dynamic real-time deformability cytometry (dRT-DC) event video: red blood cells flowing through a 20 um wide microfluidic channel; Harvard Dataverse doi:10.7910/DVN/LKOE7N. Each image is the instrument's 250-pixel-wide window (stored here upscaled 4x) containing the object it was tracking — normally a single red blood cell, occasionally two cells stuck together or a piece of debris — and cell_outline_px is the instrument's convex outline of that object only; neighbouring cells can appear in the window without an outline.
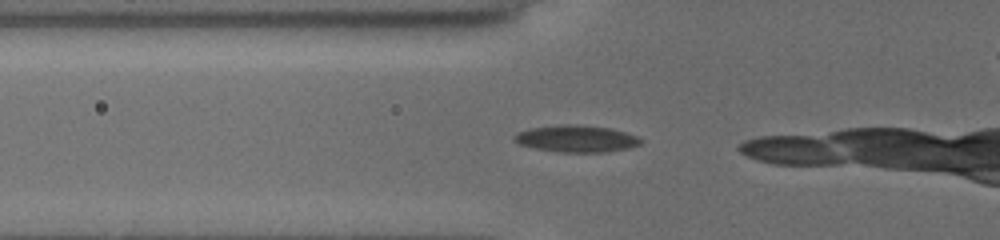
{"species": "common noctule bat (a hibernating species)", "species_latin": "Nyctalus noctula", "temperature_condition": "cold", "stored_images_in_passage": 16, "camera_frame_rate_fps": 3000, "um_per_image_px": 0.085, "animal": {"sex": "female", "body_mass_g": 19.5, "forearm_length_mm": 54.1}, "frame": {"image": 1, "passage_image": 12, "time_ms": 3.667, "image_size_px": [1000, 240], "cell_outline_px": [[644, 140], [640, 144], [628, 148], [604, 152], [560, 152], [536, 148], [520, 144], [512, 140], [512, 136], [520, 132], [532, 128], [560, 124], [580, 124], [612, 128], [636, 136]], "centroid_in_image_um": [49.01, 11.78], "position_along_channel_um": 76.8, "area_um2": 19.77}}